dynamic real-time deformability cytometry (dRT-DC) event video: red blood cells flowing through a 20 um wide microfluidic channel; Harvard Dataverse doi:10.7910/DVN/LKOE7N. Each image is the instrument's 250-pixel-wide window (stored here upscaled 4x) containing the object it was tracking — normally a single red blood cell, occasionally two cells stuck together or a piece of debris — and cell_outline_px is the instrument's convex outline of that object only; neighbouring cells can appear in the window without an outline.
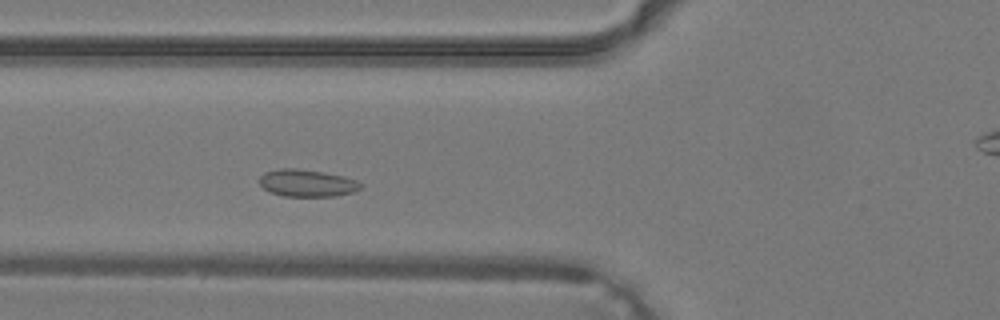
{"species": "common noctule bat (a hibernating species)", "species_latin": "Nyctalus noctula", "temperature_condition": "warm", "stored_images_in_passage": 36, "camera_frame_rate_fps": 3000, "um_per_image_px": 0.085, "animal": {"sex": "male", "body_mass_g": 19.2, "forearm_length_mm": 51.8}, "frame": {"image": 1, "passage_image": 10, "time_ms": 3.0, "image_size_px": [1000, 320], "cell_outline_px": [[364, 184], [360, 188], [352, 192], [336, 196], [284, 196], [272, 192], [264, 188], [260, 184], [260, 176], [264, 172], [280, 168], [296, 168], [324, 172], [344, 176], [356, 180]], "centroid_in_image_um": [26.11, 15.55], "position_along_channel_um": 99.7, "area_um2": 16.01}}
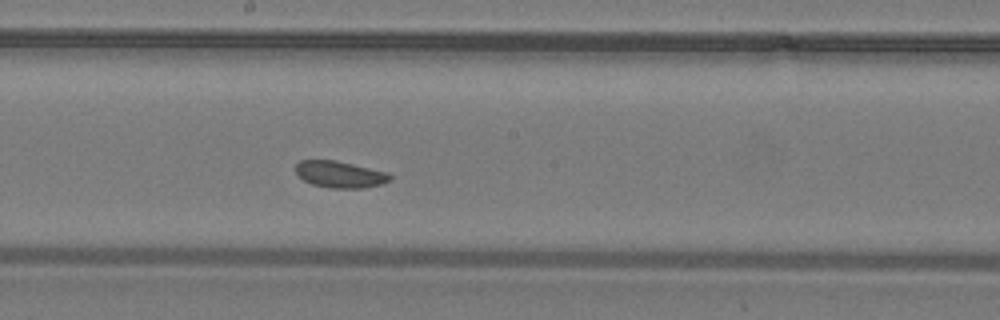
{"frame": {"image": 2, "passage_image": 17, "time_ms": 5.333, "image_size_px": [1000, 320], "cell_outline_px": [[392, 180], [380, 184], [364, 188], [328, 188], [312, 184], [304, 180], [296, 172], [296, 164], [300, 160], [336, 160], [388, 172], [392, 176]], "centroid_in_image_um": [28.92, 14.82], "position_along_channel_um": 219.3, "area_um2": 14.68}}
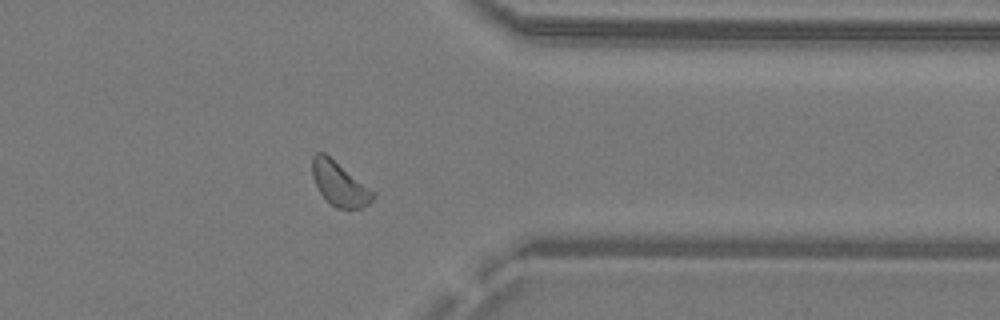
{"frame": {"image": 3, "passage_image": 27, "time_ms": 8.667, "image_size_px": [1000, 320], "cell_outline_px": [[376, 196], [368, 204], [360, 208], [336, 208], [320, 192], [312, 176], [312, 156], [316, 152], [324, 152], [376, 192]], "centroid_in_image_um": [28.87, 15.6], "position_along_channel_um": 382.5, "area_um2": 15.43}}